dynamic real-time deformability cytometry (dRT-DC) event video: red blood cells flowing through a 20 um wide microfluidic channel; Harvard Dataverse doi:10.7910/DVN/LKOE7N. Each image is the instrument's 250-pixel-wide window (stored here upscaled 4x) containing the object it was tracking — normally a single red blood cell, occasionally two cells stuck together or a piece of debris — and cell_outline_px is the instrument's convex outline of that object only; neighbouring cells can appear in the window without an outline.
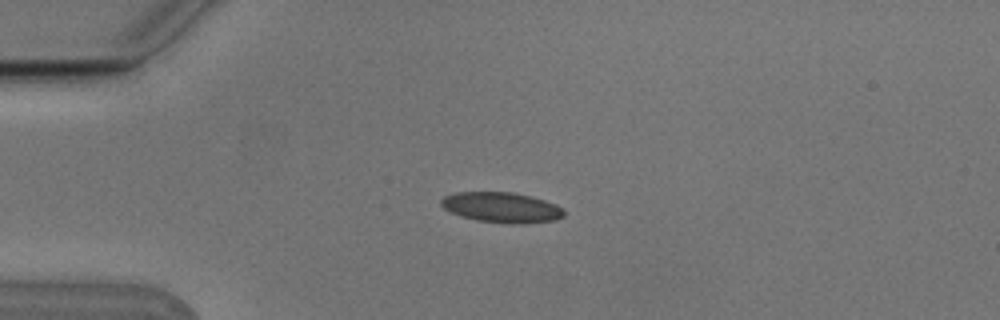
{"species": "Egyptian fruit bat (a non-hibernating species)", "species_latin": "Rousettus aegyptiacus", "temperature_condition": "cold", "stored_images_in_passage": 9, "camera_frame_rate_fps": 3000, "um_per_image_px": 0.085, "animal": {"sex": "male"}, "frame": {"image": 1, "passage_image": 3, "time_ms": 0.667, "image_size_px": [1000, 320], "cell_outline_px": [[564, 216], [556, 220], [524, 224], [508, 224], [476, 220], [460, 216], [444, 208], [440, 204], [440, 200], [444, 196], [456, 192], [512, 192], [532, 196], [556, 204], [564, 212]], "centroid_in_image_um": [42.63, 17.63], "position_along_channel_um": 42.4, "area_um2": 21.85}}
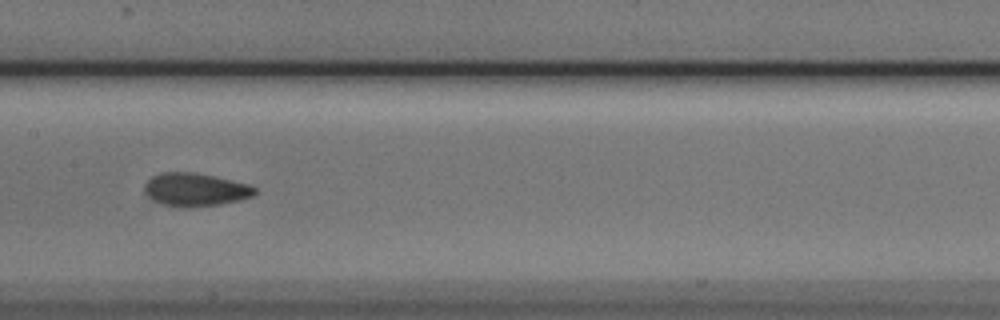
{"frame": {"image": 2, "passage_image": 7, "time_ms": 2.0, "image_size_px": [1000, 320], "cell_outline_px": [[256, 192], [252, 196], [240, 200], [220, 204], [188, 208], [160, 204], [152, 200], [144, 192], [144, 184], [152, 176], [160, 172], [192, 172], [212, 176], [248, 184], [256, 188]], "centroid_in_image_um": [16.55, 16.13], "position_along_channel_um": 190.8, "area_um2": 21.33}}
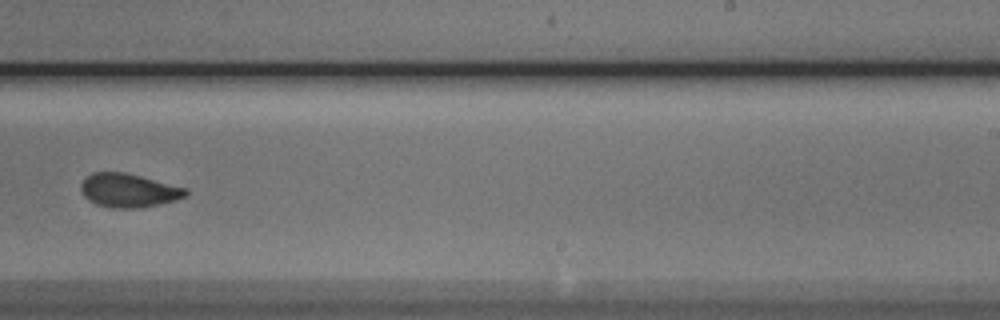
{"frame": {"image": 3, "passage_image": 9, "time_ms": 2.667, "image_size_px": [1000, 320], "cell_outline_px": [[188, 196], [140, 208], [112, 208], [96, 204], [88, 200], [84, 196], [80, 188], [80, 184], [92, 172], [124, 172], [188, 188]], "centroid_in_image_um": [10.92, 16.18], "position_along_channel_um": 278.1, "area_um2": 20.46}}